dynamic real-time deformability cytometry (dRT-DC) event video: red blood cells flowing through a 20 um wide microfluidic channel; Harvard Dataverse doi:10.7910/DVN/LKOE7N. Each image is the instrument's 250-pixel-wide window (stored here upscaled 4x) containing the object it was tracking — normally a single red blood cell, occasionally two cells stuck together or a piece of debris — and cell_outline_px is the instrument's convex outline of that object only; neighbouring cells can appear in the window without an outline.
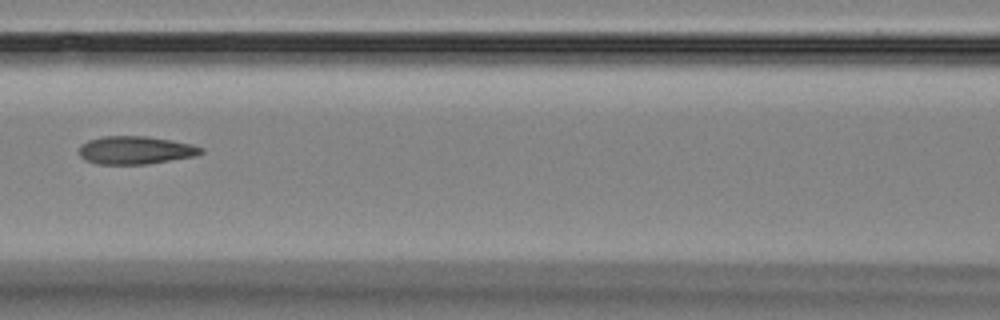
{"species": "Egyptian fruit bat (a non-hibernating species)", "species_latin": "Rousettus aegyptiacus", "temperature_condition": "room temperature", "stored_images_in_passage": 13, "camera_frame_rate_fps": 3000, "um_per_image_px": 0.085, "animal": {"sex": "female"}, "frame": {"image": 1, "passage_image": 5, "time_ms": 5.333, "image_size_px": [1000, 320], "cell_outline_px": [[204, 152], [196, 156], [148, 164], [96, 164], [80, 156], [80, 144], [88, 140], [104, 136], [148, 136], [172, 140], [192, 144], [204, 148]], "centroid_in_image_um": [11.56, 12.76], "position_along_channel_um": 155.0, "area_um2": 20.0}}
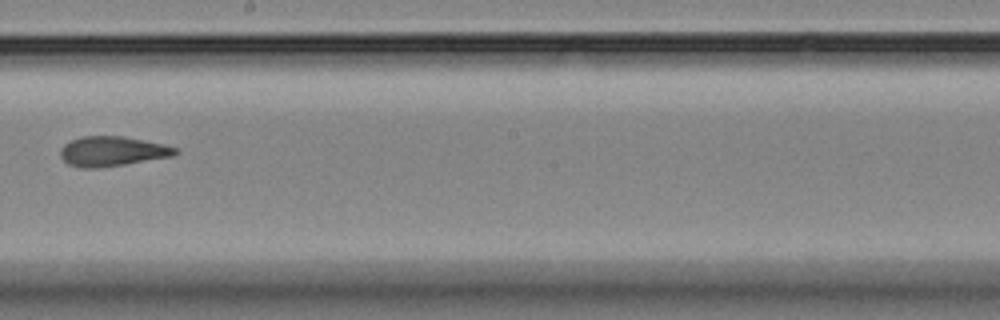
{"frame": {"image": 2, "passage_image": 7, "time_ms": 7.667, "image_size_px": [1000, 320], "cell_outline_px": [[180, 152], [172, 156], [124, 164], [96, 168], [84, 168], [68, 164], [60, 156], [60, 148], [64, 144], [72, 140], [84, 136], [124, 136], [164, 144], [176, 148]], "centroid_in_image_um": [9.53, 12.85], "position_along_channel_um": 238.7, "area_um2": 19.83}}
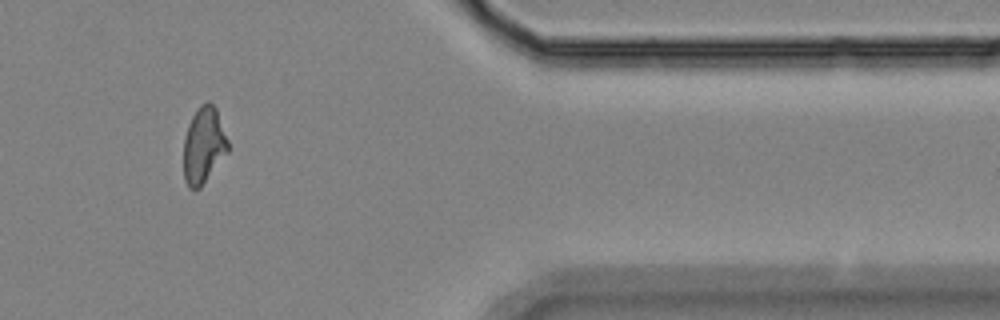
{"frame": {"image": 3, "passage_image": 11, "time_ms": 12.667, "image_size_px": [1000, 320], "cell_outline_px": [[228, 152], [200, 188], [188, 188], [184, 180], [184, 140], [188, 124], [192, 116], [200, 104], [208, 100], [216, 108], [228, 140]], "centroid_in_image_um": [17.31, 12.34], "position_along_channel_um": 394.1, "area_um2": 19.71}, "authors_computed_cell_mechanics": {"area_um2": 19.9988, "velocity_mm_per_s": 3.6051, "shape_relaxation_time_tau1_ms": null, "shape_relaxation_time_tau2_ms": 2.2628, "deformation_change_tau1": null, "deformation_change_tau2": 0.0589}}